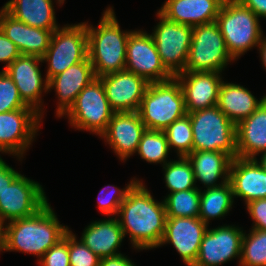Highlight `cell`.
Segmentation results:
<instances>
[{"label": "cell", "mask_w": 266, "mask_h": 266, "mask_svg": "<svg viewBox=\"0 0 266 266\" xmlns=\"http://www.w3.org/2000/svg\"><path fill=\"white\" fill-rule=\"evenodd\" d=\"M86 23L88 57L96 77L125 70L126 46L131 31H122L113 7L102 14L97 27Z\"/></svg>", "instance_id": "3957f363"}, {"label": "cell", "mask_w": 266, "mask_h": 266, "mask_svg": "<svg viewBox=\"0 0 266 266\" xmlns=\"http://www.w3.org/2000/svg\"><path fill=\"white\" fill-rule=\"evenodd\" d=\"M53 4V0H9L2 8L28 26L56 30L60 26L56 23Z\"/></svg>", "instance_id": "83f0119b"}, {"label": "cell", "mask_w": 266, "mask_h": 266, "mask_svg": "<svg viewBox=\"0 0 266 266\" xmlns=\"http://www.w3.org/2000/svg\"><path fill=\"white\" fill-rule=\"evenodd\" d=\"M87 57L88 36L86 23L81 22L59 27L53 32L50 45L42 57L43 62H48L45 78L49 80Z\"/></svg>", "instance_id": "9c48e42d"}, {"label": "cell", "mask_w": 266, "mask_h": 266, "mask_svg": "<svg viewBox=\"0 0 266 266\" xmlns=\"http://www.w3.org/2000/svg\"><path fill=\"white\" fill-rule=\"evenodd\" d=\"M266 99L260 100L245 87L222 81L219 88L218 108L235 124L249 117Z\"/></svg>", "instance_id": "4316f807"}, {"label": "cell", "mask_w": 266, "mask_h": 266, "mask_svg": "<svg viewBox=\"0 0 266 266\" xmlns=\"http://www.w3.org/2000/svg\"><path fill=\"white\" fill-rule=\"evenodd\" d=\"M234 194L230 182L215 187L200 189L199 218L209 226L210 220L224 217L232 209Z\"/></svg>", "instance_id": "f1b7e54d"}, {"label": "cell", "mask_w": 266, "mask_h": 266, "mask_svg": "<svg viewBox=\"0 0 266 266\" xmlns=\"http://www.w3.org/2000/svg\"><path fill=\"white\" fill-rule=\"evenodd\" d=\"M258 161L260 162V164L262 165V167L266 171V153L261 155L260 160H258Z\"/></svg>", "instance_id": "bcb514c9"}, {"label": "cell", "mask_w": 266, "mask_h": 266, "mask_svg": "<svg viewBox=\"0 0 266 266\" xmlns=\"http://www.w3.org/2000/svg\"><path fill=\"white\" fill-rule=\"evenodd\" d=\"M239 266H266V230L244 232Z\"/></svg>", "instance_id": "d6a6232c"}, {"label": "cell", "mask_w": 266, "mask_h": 266, "mask_svg": "<svg viewBox=\"0 0 266 266\" xmlns=\"http://www.w3.org/2000/svg\"><path fill=\"white\" fill-rule=\"evenodd\" d=\"M7 223V251L33 254L39 258L38 261L69 230L60 224L49 203L32 216Z\"/></svg>", "instance_id": "7a4b0ae2"}, {"label": "cell", "mask_w": 266, "mask_h": 266, "mask_svg": "<svg viewBox=\"0 0 266 266\" xmlns=\"http://www.w3.org/2000/svg\"><path fill=\"white\" fill-rule=\"evenodd\" d=\"M164 133L170 150L175 149L178 157H186L193 151V132L188 114L175 120L164 130Z\"/></svg>", "instance_id": "836d02e7"}, {"label": "cell", "mask_w": 266, "mask_h": 266, "mask_svg": "<svg viewBox=\"0 0 266 266\" xmlns=\"http://www.w3.org/2000/svg\"><path fill=\"white\" fill-rule=\"evenodd\" d=\"M259 17L239 0H225L216 18L226 48L236 60L252 47L258 48L263 36Z\"/></svg>", "instance_id": "277c9868"}, {"label": "cell", "mask_w": 266, "mask_h": 266, "mask_svg": "<svg viewBox=\"0 0 266 266\" xmlns=\"http://www.w3.org/2000/svg\"><path fill=\"white\" fill-rule=\"evenodd\" d=\"M21 55L17 46L0 30V62H5L2 71Z\"/></svg>", "instance_id": "ab89813d"}, {"label": "cell", "mask_w": 266, "mask_h": 266, "mask_svg": "<svg viewBox=\"0 0 266 266\" xmlns=\"http://www.w3.org/2000/svg\"><path fill=\"white\" fill-rule=\"evenodd\" d=\"M47 203L42 185L20 174L0 195V219L32 216Z\"/></svg>", "instance_id": "4fadbf2b"}, {"label": "cell", "mask_w": 266, "mask_h": 266, "mask_svg": "<svg viewBox=\"0 0 266 266\" xmlns=\"http://www.w3.org/2000/svg\"><path fill=\"white\" fill-rule=\"evenodd\" d=\"M208 227L199 217H167L159 247L172 244L184 264L192 266Z\"/></svg>", "instance_id": "2e32d148"}, {"label": "cell", "mask_w": 266, "mask_h": 266, "mask_svg": "<svg viewBox=\"0 0 266 266\" xmlns=\"http://www.w3.org/2000/svg\"><path fill=\"white\" fill-rule=\"evenodd\" d=\"M0 30L17 46L21 55L42 58L55 30L28 26L0 9Z\"/></svg>", "instance_id": "7402d4cb"}, {"label": "cell", "mask_w": 266, "mask_h": 266, "mask_svg": "<svg viewBox=\"0 0 266 266\" xmlns=\"http://www.w3.org/2000/svg\"><path fill=\"white\" fill-rule=\"evenodd\" d=\"M3 219H0V252L7 251V235H8V223Z\"/></svg>", "instance_id": "ee69618b"}, {"label": "cell", "mask_w": 266, "mask_h": 266, "mask_svg": "<svg viewBox=\"0 0 266 266\" xmlns=\"http://www.w3.org/2000/svg\"><path fill=\"white\" fill-rule=\"evenodd\" d=\"M40 266H70L69 230L39 260Z\"/></svg>", "instance_id": "74e56055"}, {"label": "cell", "mask_w": 266, "mask_h": 266, "mask_svg": "<svg viewBox=\"0 0 266 266\" xmlns=\"http://www.w3.org/2000/svg\"><path fill=\"white\" fill-rule=\"evenodd\" d=\"M138 113L147 130L164 131L175 120L184 117V94L173 77L164 82L149 83Z\"/></svg>", "instance_id": "5b68a950"}, {"label": "cell", "mask_w": 266, "mask_h": 266, "mask_svg": "<svg viewBox=\"0 0 266 266\" xmlns=\"http://www.w3.org/2000/svg\"><path fill=\"white\" fill-rule=\"evenodd\" d=\"M190 161L195 183L201 182L206 189L221 186L229 181L232 157L222 151H192L186 156ZM217 184V180H220Z\"/></svg>", "instance_id": "484cf974"}, {"label": "cell", "mask_w": 266, "mask_h": 266, "mask_svg": "<svg viewBox=\"0 0 266 266\" xmlns=\"http://www.w3.org/2000/svg\"><path fill=\"white\" fill-rule=\"evenodd\" d=\"M113 113L102 80L96 77L79 93L63 116L67 115L70 125L74 128L100 137L107 130Z\"/></svg>", "instance_id": "ba28073f"}, {"label": "cell", "mask_w": 266, "mask_h": 266, "mask_svg": "<svg viewBox=\"0 0 266 266\" xmlns=\"http://www.w3.org/2000/svg\"><path fill=\"white\" fill-rule=\"evenodd\" d=\"M258 49L260 52V58L262 60V64L266 69V37L262 36V39L260 41V44L258 45Z\"/></svg>", "instance_id": "f6af8a7d"}, {"label": "cell", "mask_w": 266, "mask_h": 266, "mask_svg": "<svg viewBox=\"0 0 266 266\" xmlns=\"http://www.w3.org/2000/svg\"><path fill=\"white\" fill-rule=\"evenodd\" d=\"M178 159L170 160L163 166L165 184L170 193L198 188L188 158L179 156Z\"/></svg>", "instance_id": "f546056e"}, {"label": "cell", "mask_w": 266, "mask_h": 266, "mask_svg": "<svg viewBox=\"0 0 266 266\" xmlns=\"http://www.w3.org/2000/svg\"><path fill=\"white\" fill-rule=\"evenodd\" d=\"M243 231L234 225L207 228L192 266H219L231 259H240Z\"/></svg>", "instance_id": "5bb4252c"}, {"label": "cell", "mask_w": 266, "mask_h": 266, "mask_svg": "<svg viewBox=\"0 0 266 266\" xmlns=\"http://www.w3.org/2000/svg\"><path fill=\"white\" fill-rule=\"evenodd\" d=\"M259 18H266V0H239Z\"/></svg>", "instance_id": "7bdbcfd3"}, {"label": "cell", "mask_w": 266, "mask_h": 266, "mask_svg": "<svg viewBox=\"0 0 266 266\" xmlns=\"http://www.w3.org/2000/svg\"><path fill=\"white\" fill-rule=\"evenodd\" d=\"M229 182L234 198H242L245 204L266 198V171L258 159L233 158L229 169Z\"/></svg>", "instance_id": "44dd1931"}, {"label": "cell", "mask_w": 266, "mask_h": 266, "mask_svg": "<svg viewBox=\"0 0 266 266\" xmlns=\"http://www.w3.org/2000/svg\"><path fill=\"white\" fill-rule=\"evenodd\" d=\"M114 112L138 111L148 82L133 72L122 70L99 77Z\"/></svg>", "instance_id": "e0dca14e"}, {"label": "cell", "mask_w": 266, "mask_h": 266, "mask_svg": "<svg viewBox=\"0 0 266 266\" xmlns=\"http://www.w3.org/2000/svg\"><path fill=\"white\" fill-rule=\"evenodd\" d=\"M146 127L138 111L114 112L107 130L100 136L121 161L137 152Z\"/></svg>", "instance_id": "ac0fdd59"}, {"label": "cell", "mask_w": 266, "mask_h": 266, "mask_svg": "<svg viewBox=\"0 0 266 266\" xmlns=\"http://www.w3.org/2000/svg\"><path fill=\"white\" fill-rule=\"evenodd\" d=\"M193 132V151H222L237 157L236 125L213 106L188 113Z\"/></svg>", "instance_id": "8992f818"}, {"label": "cell", "mask_w": 266, "mask_h": 266, "mask_svg": "<svg viewBox=\"0 0 266 266\" xmlns=\"http://www.w3.org/2000/svg\"><path fill=\"white\" fill-rule=\"evenodd\" d=\"M95 78L89 57L50 78L48 80V91L55 89L59 100L56 116L62 117L73 105L79 93Z\"/></svg>", "instance_id": "ffe728a7"}, {"label": "cell", "mask_w": 266, "mask_h": 266, "mask_svg": "<svg viewBox=\"0 0 266 266\" xmlns=\"http://www.w3.org/2000/svg\"><path fill=\"white\" fill-rule=\"evenodd\" d=\"M42 58L20 55L5 70L18 88L23 102L33 108L43 118L42 93L48 91V80L42 78L40 70Z\"/></svg>", "instance_id": "9a60e30c"}, {"label": "cell", "mask_w": 266, "mask_h": 266, "mask_svg": "<svg viewBox=\"0 0 266 266\" xmlns=\"http://www.w3.org/2000/svg\"><path fill=\"white\" fill-rule=\"evenodd\" d=\"M59 6L64 3L65 0H56Z\"/></svg>", "instance_id": "7dc6e473"}, {"label": "cell", "mask_w": 266, "mask_h": 266, "mask_svg": "<svg viewBox=\"0 0 266 266\" xmlns=\"http://www.w3.org/2000/svg\"><path fill=\"white\" fill-rule=\"evenodd\" d=\"M234 59L216 21L193 26V36L184 71L221 72Z\"/></svg>", "instance_id": "52a82bcc"}, {"label": "cell", "mask_w": 266, "mask_h": 266, "mask_svg": "<svg viewBox=\"0 0 266 266\" xmlns=\"http://www.w3.org/2000/svg\"><path fill=\"white\" fill-rule=\"evenodd\" d=\"M125 70L143 77L148 83L164 82L174 76L162 64L151 34L133 30L126 46Z\"/></svg>", "instance_id": "8fae6325"}, {"label": "cell", "mask_w": 266, "mask_h": 266, "mask_svg": "<svg viewBox=\"0 0 266 266\" xmlns=\"http://www.w3.org/2000/svg\"><path fill=\"white\" fill-rule=\"evenodd\" d=\"M117 216L132 247L137 250L159 247L167 219L164 201H156L142 181L130 188Z\"/></svg>", "instance_id": "6da1fadb"}, {"label": "cell", "mask_w": 266, "mask_h": 266, "mask_svg": "<svg viewBox=\"0 0 266 266\" xmlns=\"http://www.w3.org/2000/svg\"><path fill=\"white\" fill-rule=\"evenodd\" d=\"M159 22L152 37L162 64L173 75L185 70L193 36V27L168 20L157 11Z\"/></svg>", "instance_id": "30bf717a"}, {"label": "cell", "mask_w": 266, "mask_h": 266, "mask_svg": "<svg viewBox=\"0 0 266 266\" xmlns=\"http://www.w3.org/2000/svg\"><path fill=\"white\" fill-rule=\"evenodd\" d=\"M163 201L167 217H199V188L169 193Z\"/></svg>", "instance_id": "4dcf8cb0"}, {"label": "cell", "mask_w": 266, "mask_h": 266, "mask_svg": "<svg viewBox=\"0 0 266 266\" xmlns=\"http://www.w3.org/2000/svg\"><path fill=\"white\" fill-rule=\"evenodd\" d=\"M225 0H166L159 13L170 21L196 26L216 21Z\"/></svg>", "instance_id": "603a6c76"}, {"label": "cell", "mask_w": 266, "mask_h": 266, "mask_svg": "<svg viewBox=\"0 0 266 266\" xmlns=\"http://www.w3.org/2000/svg\"><path fill=\"white\" fill-rule=\"evenodd\" d=\"M100 257L93 253L71 230H69L70 266H99Z\"/></svg>", "instance_id": "8d00e7d4"}, {"label": "cell", "mask_w": 266, "mask_h": 266, "mask_svg": "<svg viewBox=\"0 0 266 266\" xmlns=\"http://www.w3.org/2000/svg\"><path fill=\"white\" fill-rule=\"evenodd\" d=\"M41 118L33 108L0 113V152L23 158L40 128Z\"/></svg>", "instance_id": "7c38bea8"}, {"label": "cell", "mask_w": 266, "mask_h": 266, "mask_svg": "<svg viewBox=\"0 0 266 266\" xmlns=\"http://www.w3.org/2000/svg\"><path fill=\"white\" fill-rule=\"evenodd\" d=\"M125 238L117 217L93 221L85 227L80 240L98 257H113Z\"/></svg>", "instance_id": "d4e9b609"}, {"label": "cell", "mask_w": 266, "mask_h": 266, "mask_svg": "<svg viewBox=\"0 0 266 266\" xmlns=\"http://www.w3.org/2000/svg\"><path fill=\"white\" fill-rule=\"evenodd\" d=\"M221 76V72L205 71H183L174 76L181 85L187 114L217 105Z\"/></svg>", "instance_id": "d6986e66"}, {"label": "cell", "mask_w": 266, "mask_h": 266, "mask_svg": "<svg viewBox=\"0 0 266 266\" xmlns=\"http://www.w3.org/2000/svg\"><path fill=\"white\" fill-rule=\"evenodd\" d=\"M237 157L257 159L266 153V99L236 125Z\"/></svg>", "instance_id": "cb8c5ba5"}, {"label": "cell", "mask_w": 266, "mask_h": 266, "mask_svg": "<svg viewBox=\"0 0 266 266\" xmlns=\"http://www.w3.org/2000/svg\"><path fill=\"white\" fill-rule=\"evenodd\" d=\"M31 108L21 99L18 88L5 71H0V113Z\"/></svg>", "instance_id": "e575fe53"}, {"label": "cell", "mask_w": 266, "mask_h": 266, "mask_svg": "<svg viewBox=\"0 0 266 266\" xmlns=\"http://www.w3.org/2000/svg\"><path fill=\"white\" fill-rule=\"evenodd\" d=\"M99 266H136L127 256L119 254L113 257H104L100 259Z\"/></svg>", "instance_id": "b9f144b4"}, {"label": "cell", "mask_w": 266, "mask_h": 266, "mask_svg": "<svg viewBox=\"0 0 266 266\" xmlns=\"http://www.w3.org/2000/svg\"><path fill=\"white\" fill-rule=\"evenodd\" d=\"M246 208L253 220L252 229L266 230V198L253 200Z\"/></svg>", "instance_id": "f35d334b"}, {"label": "cell", "mask_w": 266, "mask_h": 266, "mask_svg": "<svg viewBox=\"0 0 266 266\" xmlns=\"http://www.w3.org/2000/svg\"><path fill=\"white\" fill-rule=\"evenodd\" d=\"M138 181V179L131 180L130 183L124 188L120 189L111 185H107L109 187L104 191L103 188L98 195V208L102 212V214H106L110 217V215H114L117 217L118 210L120 205L125 200L128 191L130 188ZM112 188H111V187ZM104 195V196H103Z\"/></svg>", "instance_id": "d590c367"}, {"label": "cell", "mask_w": 266, "mask_h": 266, "mask_svg": "<svg viewBox=\"0 0 266 266\" xmlns=\"http://www.w3.org/2000/svg\"><path fill=\"white\" fill-rule=\"evenodd\" d=\"M20 174L0 156V195Z\"/></svg>", "instance_id": "60d3db41"}, {"label": "cell", "mask_w": 266, "mask_h": 266, "mask_svg": "<svg viewBox=\"0 0 266 266\" xmlns=\"http://www.w3.org/2000/svg\"><path fill=\"white\" fill-rule=\"evenodd\" d=\"M169 152L170 148L164 131L146 129L136 153L146 162L160 163L164 166L168 162Z\"/></svg>", "instance_id": "1f68e13d"}]
</instances>
